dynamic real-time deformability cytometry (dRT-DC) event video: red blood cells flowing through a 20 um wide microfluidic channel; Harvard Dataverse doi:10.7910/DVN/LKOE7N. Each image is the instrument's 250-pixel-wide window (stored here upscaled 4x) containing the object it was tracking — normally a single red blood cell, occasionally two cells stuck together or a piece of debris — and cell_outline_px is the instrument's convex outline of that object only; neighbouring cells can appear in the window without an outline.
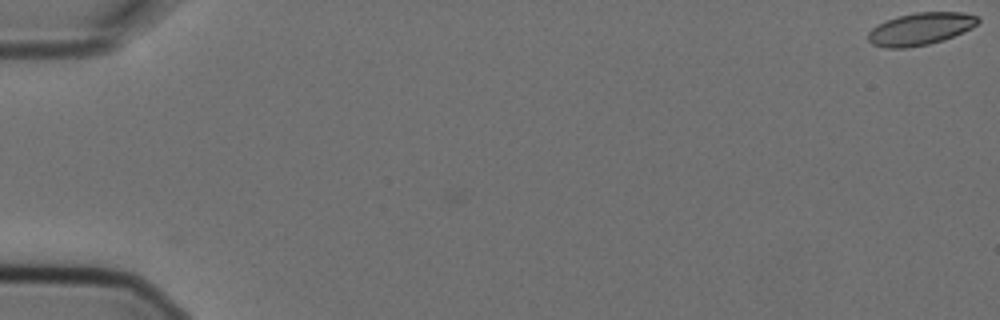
{"species": "Egyptian fruit bat (a non-hibernating species)", "species_latin": "Rousettus aegyptiacus", "temperature_condition": "cold", "stored_images_in_passage": 6, "camera_frame_rate_fps": 3000, "um_per_image_px": 0.085, "animal": {"sex": "female"}, "frame": {"image": 1, "passage_image": 1, "time_ms": 0.0, "image_size_px": [1000, 320], "cell_outline_px": [[980, 20], [972, 28], [944, 40], [928, 44], [908, 48], [884, 48], [872, 44], [868, 40], [868, 32], [876, 24], [896, 16], [916, 12], [964, 12], [980, 16]], "centroid_in_image_um": [78.23, 2.45], "position_along_channel_um": 6.8, "area_um2": 20.98}}
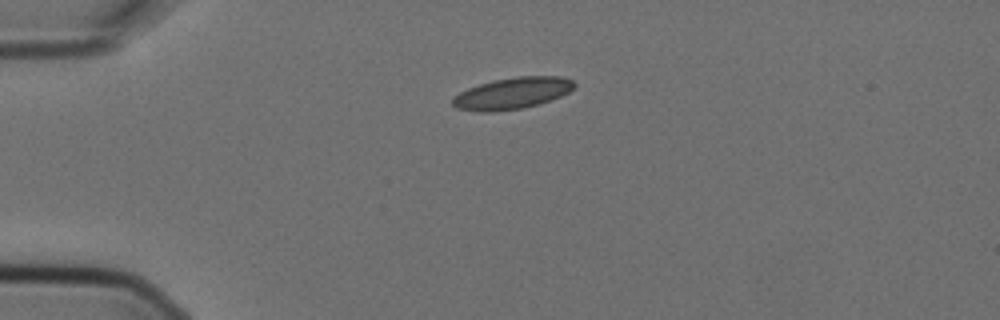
{"frame": {"image": 2, "passage_image": 5, "time_ms": 1.333, "image_size_px": [1000, 320], "cell_outline_px": [[576, 84], [568, 92], [560, 96], [540, 104], [524, 108], [496, 112], [476, 112], [456, 108], [452, 104], [452, 96], [468, 88], [492, 80], [516, 76], [560, 76], [572, 80]], "centroid_in_image_um": [43.5, 7.94], "position_along_channel_um": 41.5, "area_um2": 22.6}}